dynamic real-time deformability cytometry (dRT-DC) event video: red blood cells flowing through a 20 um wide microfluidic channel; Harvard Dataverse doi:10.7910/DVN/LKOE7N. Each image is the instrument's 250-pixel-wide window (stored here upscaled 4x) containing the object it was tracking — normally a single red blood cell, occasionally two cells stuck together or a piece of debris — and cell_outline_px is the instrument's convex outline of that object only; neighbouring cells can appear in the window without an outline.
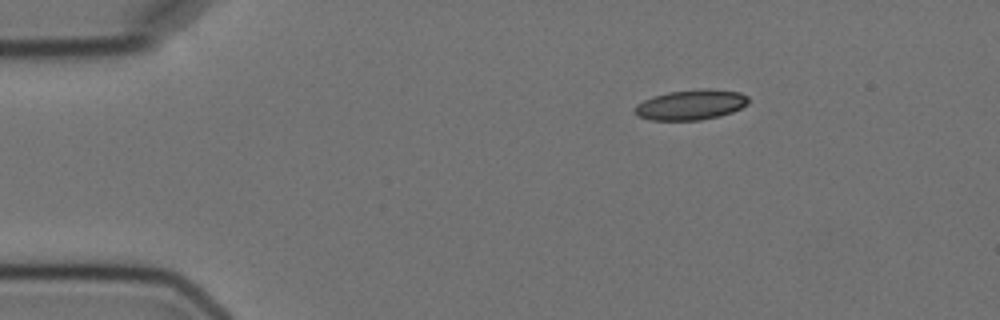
{"species": "Egyptian fruit bat (a non-hibernating species)", "species_latin": "Rousettus aegyptiacus", "temperature_condition": "cold", "stored_images_in_passage": 3, "camera_frame_rate_fps": 3000, "um_per_image_px": 0.085, "animal": {"sex": "female"}, "frame": {"image": 1, "passage_image": 1, "time_ms": 0.0, "image_size_px": [1000, 320], "cell_outline_px": [[748, 104], [732, 112], [720, 116], [700, 120], [648, 120], [636, 116], [636, 104], [652, 96], [668, 92], [700, 88], [708, 88], [740, 92], [748, 96]], "centroid_in_image_um": [58.73, 8.9], "position_along_channel_um": 26.3, "area_um2": 20.17}}